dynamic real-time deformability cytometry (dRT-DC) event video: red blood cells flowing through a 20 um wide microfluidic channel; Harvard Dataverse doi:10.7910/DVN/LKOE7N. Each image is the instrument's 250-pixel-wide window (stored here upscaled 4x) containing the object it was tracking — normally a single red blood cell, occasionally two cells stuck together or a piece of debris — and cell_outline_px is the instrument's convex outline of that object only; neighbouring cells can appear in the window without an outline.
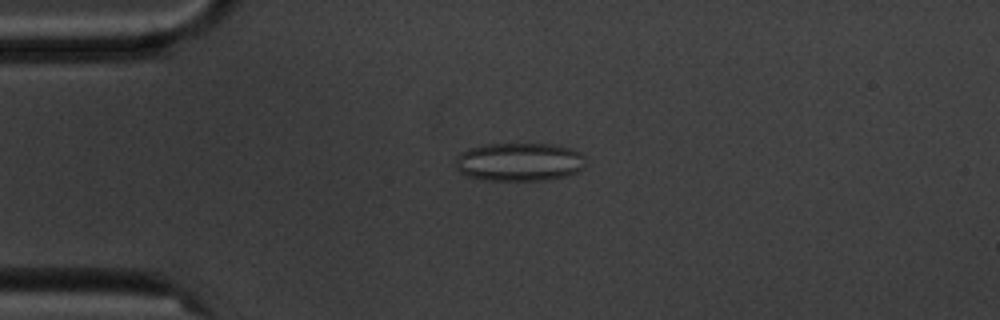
{"species": "common noctule bat (a hibernating species)", "species_latin": "Nyctalus noctula", "temperature_condition": "cold", "stored_images_in_passage": 4, "camera_frame_rate_fps": 3000, "um_per_image_px": 0.085, "animal": {"sex": "male", "body_mass_g": 20.1, "forearm_length_mm": 53.5}, "frame": {"image": 1, "passage_image": 3, "time_ms": 3.333, "image_size_px": [1000, 320], "cell_outline_px": [[584, 168], [576, 172], [564, 176], [548, 180], [484, 180], [468, 176], [460, 172], [456, 168], [456, 156], [460, 152], [468, 148], [484, 144], [556, 144], [580, 152], [584, 156]], "centroid_in_image_um": [44.12, 13.76], "position_along_channel_um": 40.9, "area_um2": 29.25}}